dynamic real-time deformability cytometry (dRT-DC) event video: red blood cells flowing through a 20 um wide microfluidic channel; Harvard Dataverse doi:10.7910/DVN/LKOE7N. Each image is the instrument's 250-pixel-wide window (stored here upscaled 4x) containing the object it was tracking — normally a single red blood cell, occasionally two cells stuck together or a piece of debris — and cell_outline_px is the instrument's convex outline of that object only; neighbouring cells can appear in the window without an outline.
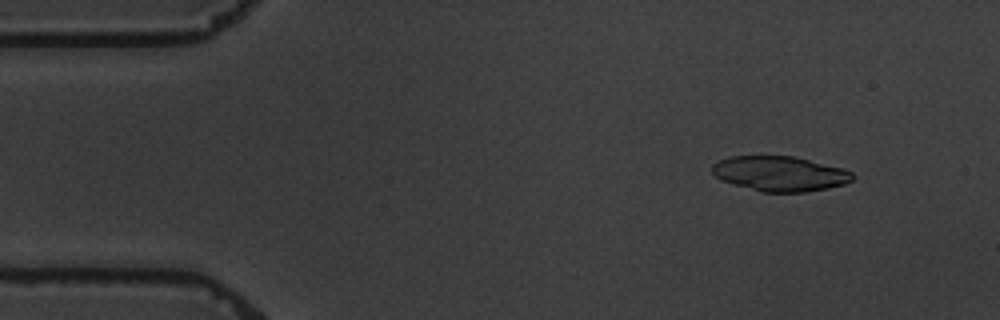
{"species": "common noctule bat (a hibernating species)", "species_latin": "Nyctalus noctula", "temperature_condition": "warm", "stored_images_in_passage": 5, "camera_frame_rate_fps": 3000, "um_per_image_px": 0.085, "animal": {"sex": "male", "body_mass_g": 19.5, "forearm_length_mm": 54.6}, "frame": {"image": 1, "passage_image": 2, "time_ms": 1.333, "image_size_px": [1000, 320], "cell_outline_px": [[856, 176], [852, 180], [844, 184], [828, 188], [804, 192], [760, 192], [720, 180], [712, 172], [712, 164], [728, 156], [792, 156], [840, 168], [852, 172]], "centroid_in_image_um": [66.26, 14.77], "position_along_channel_um": 18.7, "area_um2": 28.5}}